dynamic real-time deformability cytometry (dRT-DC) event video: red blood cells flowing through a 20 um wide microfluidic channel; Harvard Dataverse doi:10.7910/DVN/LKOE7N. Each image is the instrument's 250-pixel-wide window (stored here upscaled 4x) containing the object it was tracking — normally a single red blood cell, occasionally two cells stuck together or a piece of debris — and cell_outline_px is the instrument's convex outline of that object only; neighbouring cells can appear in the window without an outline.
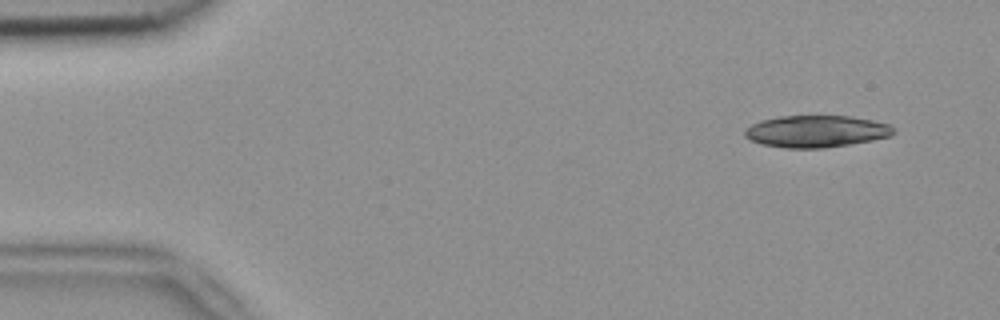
{"species": "common noctule bat (a hibernating species)", "species_latin": "Nyctalus noctula", "temperature_condition": "room temperature", "stored_images_in_passage": 4, "camera_frame_rate_fps": 3000, "um_per_image_px": 0.085, "animal": {"sex": "female", "body_mass_g": 18.4}, "frame": {"image": 1, "passage_image": 1, "time_ms": 0.0, "image_size_px": [1000, 320], "cell_outline_px": [[896, 132], [892, 136], [872, 140], [824, 148], [784, 148], [760, 144], [744, 136], [744, 128], [760, 120], [780, 116], [852, 116], [872, 120], [888, 124]], "centroid_in_image_um": [69.35, 11.16], "position_along_channel_um": 15.7, "area_um2": 27.74}}